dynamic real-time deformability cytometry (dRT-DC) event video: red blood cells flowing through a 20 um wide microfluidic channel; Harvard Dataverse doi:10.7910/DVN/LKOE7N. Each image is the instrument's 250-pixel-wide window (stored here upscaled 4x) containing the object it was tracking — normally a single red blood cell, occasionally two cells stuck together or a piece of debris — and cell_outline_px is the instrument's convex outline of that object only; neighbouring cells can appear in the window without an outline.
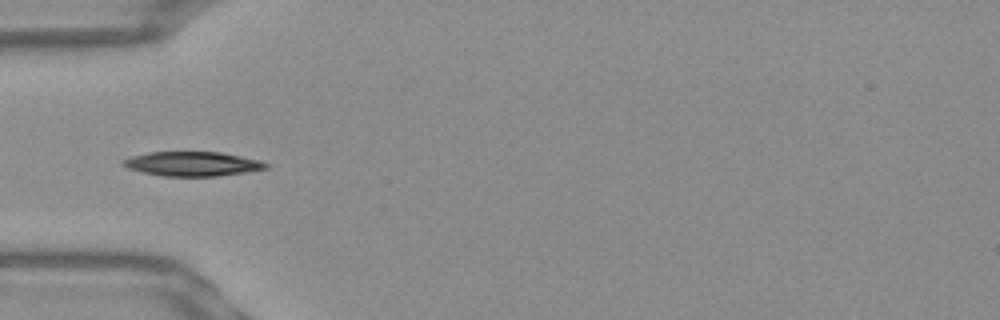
{"species": "Egyptian fruit bat (a non-hibernating species)", "species_latin": "Rousettus aegyptiacus", "temperature_condition": "warm", "stored_images_in_passage": 37, "camera_frame_rate_fps": 3000, "um_per_image_px": 0.085, "frame": {"image": 1, "passage_image": 2, "time_ms": 0.333, "image_size_px": [1000, 320], "cell_outline_px": [[268, 168], [244, 172], [216, 176], [164, 176], [144, 172], [128, 168], [120, 164], [124, 160], [132, 156], [148, 152], [220, 152], [260, 160], [268, 164]], "centroid_in_image_um": [16.35, 13.92], "position_along_channel_um": 68.6, "area_um2": 20.06}}
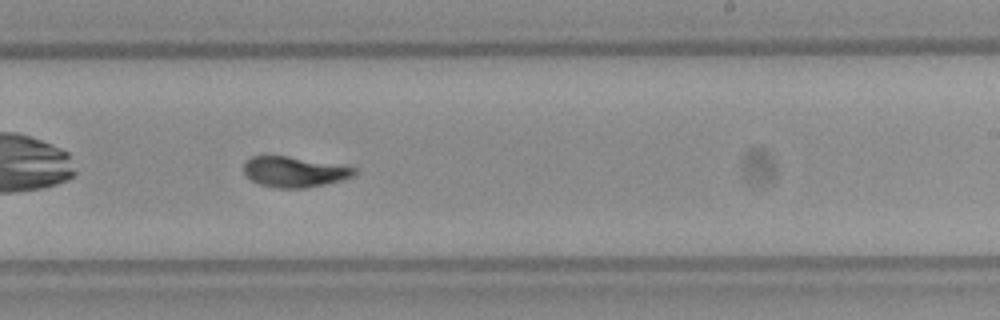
{"frame": {"image": 2, "passage_image": 17, "time_ms": 5.333, "image_size_px": [1000, 320], "cell_outline_px": [[356, 172], [352, 176], [340, 180], [324, 184], [304, 188], [276, 188], [260, 184], [244, 176], [244, 164], [252, 156], [288, 156], [356, 168]], "centroid_in_image_um": [24.96, 14.61], "position_along_channel_um": 264.0, "area_um2": 19.31}}
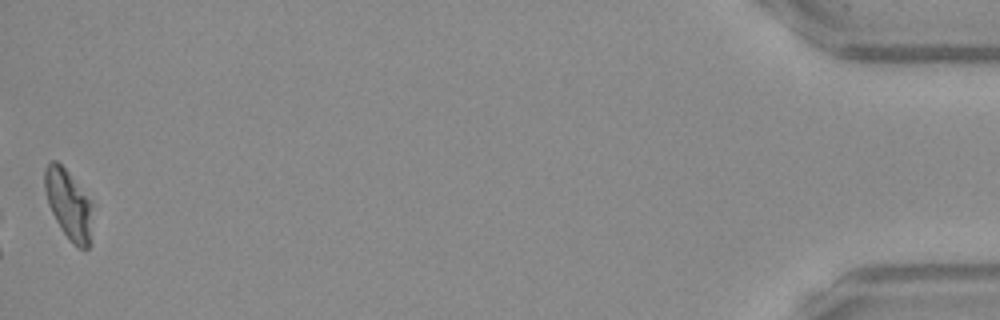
{"frame": {"image": 3, "passage_image": 37, "time_ms": 12.0, "image_size_px": [1000, 320], "cell_outline_px": [[92, 204], [88, 248], [80, 248], [72, 244], [60, 228], [48, 204], [44, 188], [44, 168], [52, 160], [56, 160], [68, 172]], "centroid_in_image_um": [5.78, 17.36], "position_along_channel_um": 429.4, "area_um2": 18.84}, "authors_computed_cell_mechanics": {"area_um2": 19.7098, "velocity_mm_per_s": 3.8963, "shape_relaxation_time_tau1_ms": 2.8848, "shape_relaxation_time_tau2_ms": 1.5345, "deformation_change_tau1": 0.1403, "deformation_change_tau2": 0.0772}}